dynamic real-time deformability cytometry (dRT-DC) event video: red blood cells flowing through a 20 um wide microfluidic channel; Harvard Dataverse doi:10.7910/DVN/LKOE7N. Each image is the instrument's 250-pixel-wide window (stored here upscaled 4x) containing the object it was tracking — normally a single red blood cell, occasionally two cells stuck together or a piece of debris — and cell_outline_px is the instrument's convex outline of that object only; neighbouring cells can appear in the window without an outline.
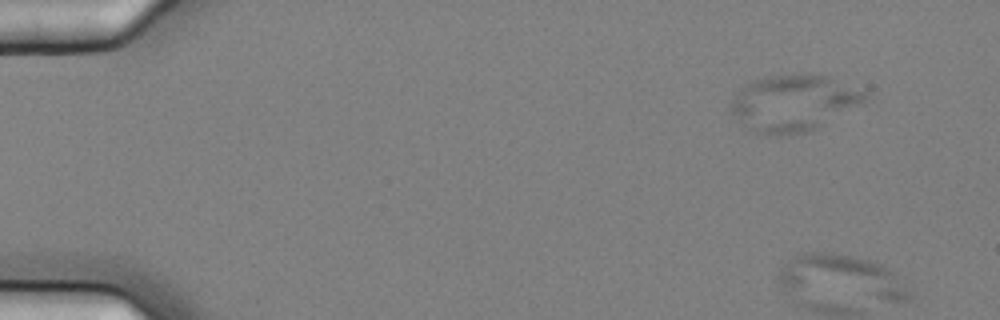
{"species": "common noctule bat (a hibernating species)", "species_latin": "Nyctalus noctula", "temperature_condition": "cold", "stored_images_in_passage": 13, "camera_frame_rate_fps": 3000, "um_per_image_px": 0.085, "animal": {"sex": "female", "body_mass_g": 25.1}, "frame": {"image": 1, "passage_image": 3, "time_ms": 0.667, "image_size_px": [1000, 320], "cell_outline_px": [[912, 296], [908, 300], [888, 300], [792, 288], [780, 284], [776, 280], [780, 268], [784, 264], [796, 256], [804, 252], [824, 252], [848, 256], [868, 260], [880, 264], [888, 268], [912, 292]], "centroid_in_image_um": [71.59, 23.51], "position_along_channel_um": 13.4, "area_um2": 31.62}}
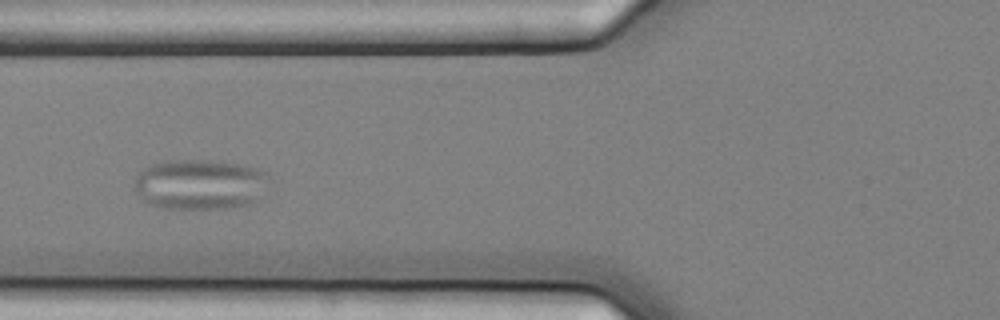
{"frame": {"image": 2, "passage_image": 8, "time_ms": 2.333, "image_size_px": [1000, 320], "cell_outline_px": [[272, 176], [256, 200], [252, 204], [232, 208], [164, 208], [148, 204], [132, 188], [136, 176], [144, 168], [152, 164], [168, 160], [208, 160], [236, 164], [256, 168], [268, 172]], "centroid_in_image_um": [16.99, 15.67], "position_along_channel_um": 108.8, "area_um2": 39.71}}